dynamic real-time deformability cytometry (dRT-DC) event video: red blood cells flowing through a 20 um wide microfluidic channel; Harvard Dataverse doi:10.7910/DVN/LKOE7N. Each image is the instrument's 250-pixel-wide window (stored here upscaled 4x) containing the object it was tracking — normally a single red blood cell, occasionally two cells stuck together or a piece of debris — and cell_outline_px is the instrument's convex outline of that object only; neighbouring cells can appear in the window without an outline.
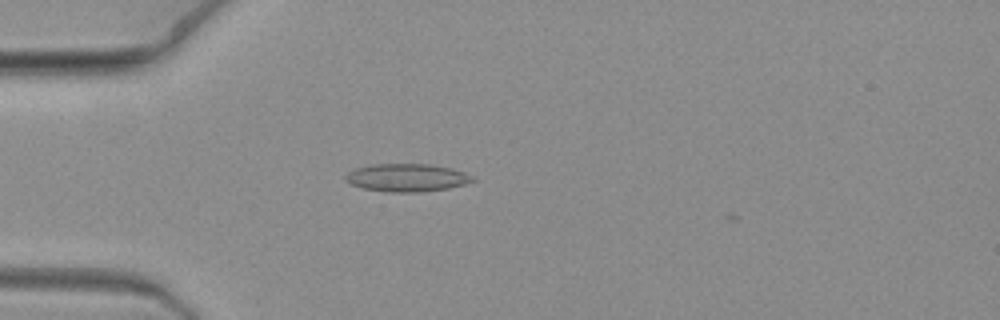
{"species": "common noctule bat (a hibernating species)", "species_latin": "Nyctalus noctula", "temperature_condition": "warm", "stored_images_in_passage": 3, "camera_frame_rate_fps": 3000, "um_per_image_px": 0.085, "animal": {"sex": "female", "body_mass_g": 19.3, "forearm_length_mm": 54.1}, "frame": {"image": 1, "passage_image": 2, "time_ms": 0.333, "image_size_px": [1000, 320], "cell_outline_px": [[476, 180], [464, 184], [448, 188], [420, 192], [388, 192], [364, 188], [352, 184], [344, 180], [344, 176], [348, 172], [356, 168], [372, 164], [432, 164], [452, 168], [464, 172], [472, 176]], "centroid_in_image_um": [34.58, 15.09], "position_along_channel_um": 50.4, "area_um2": 20.63}}